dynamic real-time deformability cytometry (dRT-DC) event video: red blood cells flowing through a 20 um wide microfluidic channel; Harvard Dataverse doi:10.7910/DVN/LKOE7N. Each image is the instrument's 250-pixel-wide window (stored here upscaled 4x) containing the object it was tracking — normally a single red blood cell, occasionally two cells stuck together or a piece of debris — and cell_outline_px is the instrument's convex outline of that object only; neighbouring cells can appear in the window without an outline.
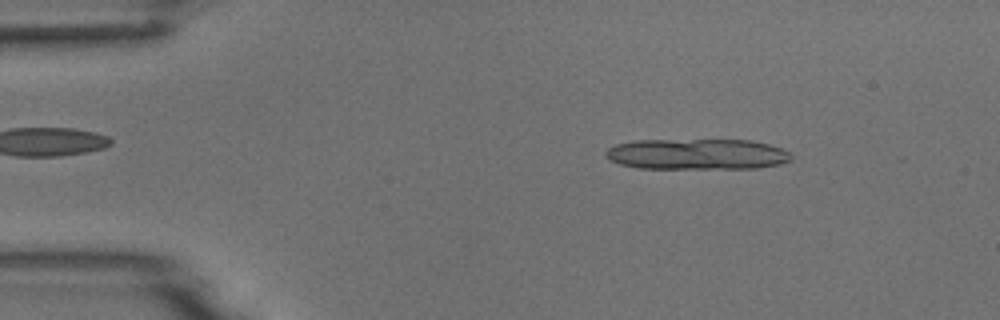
{"species": "common noctule bat (a hibernating species)", "species_latin": "Nyctalus noctula", "temperature_condition": "room temperature", "stored_images_in_passage": 4, "camera_frame_rate_fps": 3000, "um_per_image_px": 0.085, "animal": {"sex": "male", "body_mass_g": 18.8}, "frame": {"image": 1, "passage_image": 2, "time_ms": 1.0, "image_size_px": [1000, 320], "cell_outline_px": [[792, 160], [780, 164], [756, 168], [640, 168], [620, 164], [604, 156], [604, 152], [608, 148], [616, 144], [632, 140], [752, 140], [768, 144], [780, 148], [788, 152], [792, 156]], "centroid_in_image_um": [59.23, 13.1], "position_along_channel_um": 25.8, "area_um2": 33.35}}